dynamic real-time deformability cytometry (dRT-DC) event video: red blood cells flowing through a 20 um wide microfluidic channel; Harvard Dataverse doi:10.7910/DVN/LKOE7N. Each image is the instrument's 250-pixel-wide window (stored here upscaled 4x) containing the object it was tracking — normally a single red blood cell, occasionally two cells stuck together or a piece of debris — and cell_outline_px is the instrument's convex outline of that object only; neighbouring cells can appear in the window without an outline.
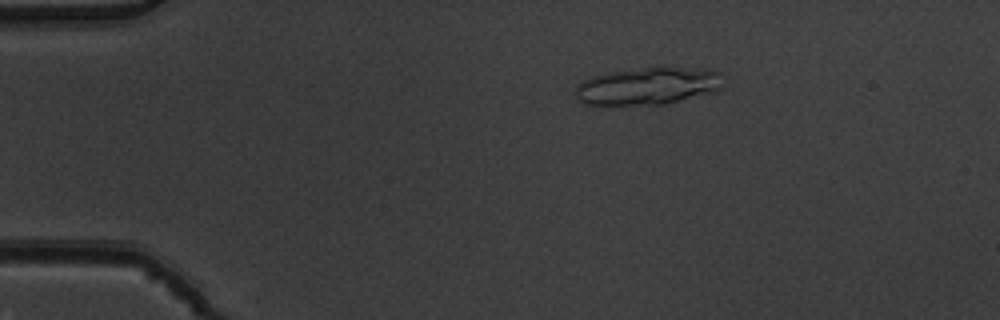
{"species": "common noctule bat (a hibernating species)", "species_latin": "Nyctalus noctula", "temperature_condition": "warm", "stored_images_in_passage": 4, "camera_frame_rate_fps": 3000, "um_per_image_px": 0.085, "animal": {"sex": "male", "body_mass_g": 19.5, "forearm_length_mm": 54.6}, "frame": {"image": 1, "passage_image": 3, "time_ms": 0.667, "image_size_px": [1000, 320], "cell_outline_px": [[724, 72], [720, 88], [712, 92], [664, 104], [584, 104], [576, 100], [576, 84], [592, 76], [604, 72], [660, 64], [708, 68]], "centroid_in_image_um": [55.11, 7.23], "position_along_channel_um": 29.9, "area_um2": 33.35}}